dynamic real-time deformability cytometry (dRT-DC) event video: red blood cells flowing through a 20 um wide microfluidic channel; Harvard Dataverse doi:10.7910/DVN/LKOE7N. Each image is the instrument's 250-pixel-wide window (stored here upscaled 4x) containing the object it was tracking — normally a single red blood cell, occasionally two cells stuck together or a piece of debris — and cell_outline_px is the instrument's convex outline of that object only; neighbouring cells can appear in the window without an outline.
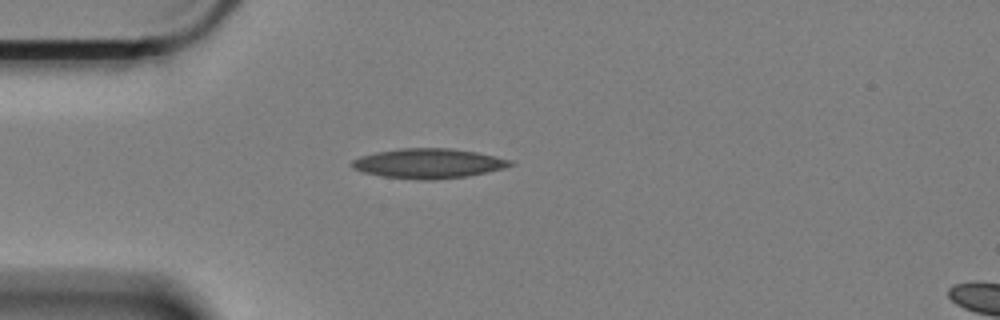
{"species": "Egyptian fruit bat (a non-hibernating species)", "species_latin": "Rousettus aegyptiacus", "temperature_condition": "cold", "stored_images_in_passage": 45, "camera_frame_rate_fps": 3000, "um_per_image_px": 0.085, "animal": {"sex": "female"}, "frame": {"image": 1, "passage_image": 1, "time_ms": 0.0, "image_size_px": [1000, 320], "cell_outline_px": [[516, 164], [504, 168], [468, 176], [436, 180], [420, 180], [380, 176], [364, 172], [352, 168], [348, 164], [352, 160], [360, 156], [376, 152], [400, 148], [448, 148], [476, 152], [512, 160]], "centroid_in_image_um": [36.39, 13.89], "position_along_channel_um": 48.6, "area_um2": 27.63}}
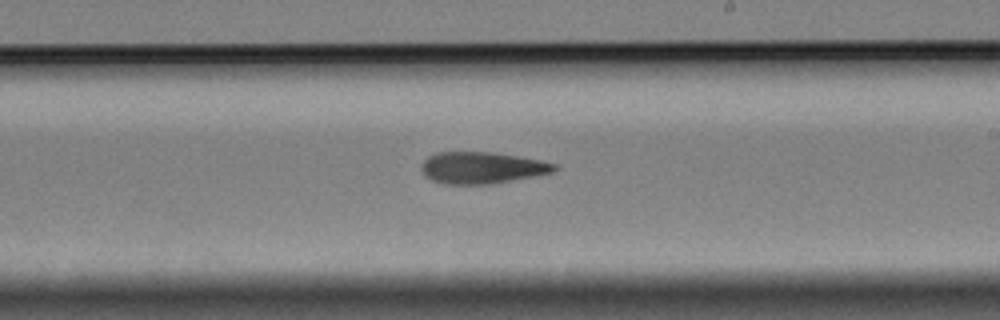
{"frame": {"image": 2, "passage_image": 20, "time_ms": 6.333, "image_size_px": [1000, 320], "cell_outline_px": [[560, 168], [552, 172], [492, 184], [444, 184], [432, 180], [424, 176], [420, 168], [420, 164], [428, 156], [436, 152], [492, 152], [540, 160], [556, 164]], "centroid_in_image_um": [40.91, 14.26], "position_along_channel_um": 248.1, "area_um2": 24.57}}
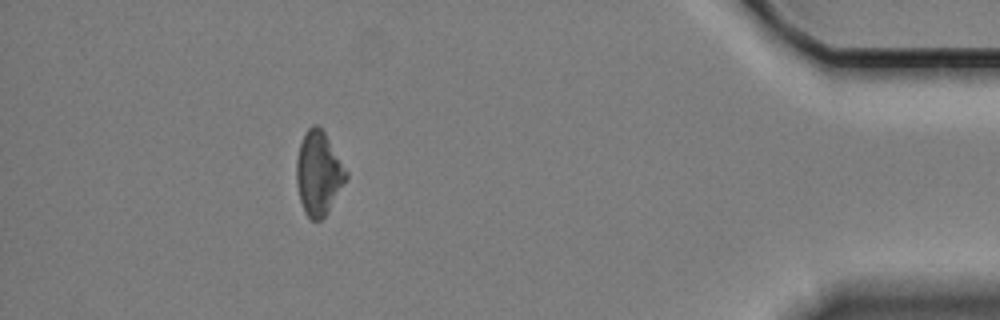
{"frame": {"image": 3, "passage_image": 39, "time_ms": 12.667, "image_size_px": [1000, 320], "cell_outline_px": [[348, 176], [344, 184], [328, 212], [320, 220], [312, 220], [304, 212], [300, 200], [296, 184], [296, 160], [300, 144], [304, 132], [312, 124], [316, 124], [324, 132], [348, 172]], "centroid_in_image_um": [27.06, 14.73], "position_along_channel_um": 408.1, "area_um2": 24.16}}